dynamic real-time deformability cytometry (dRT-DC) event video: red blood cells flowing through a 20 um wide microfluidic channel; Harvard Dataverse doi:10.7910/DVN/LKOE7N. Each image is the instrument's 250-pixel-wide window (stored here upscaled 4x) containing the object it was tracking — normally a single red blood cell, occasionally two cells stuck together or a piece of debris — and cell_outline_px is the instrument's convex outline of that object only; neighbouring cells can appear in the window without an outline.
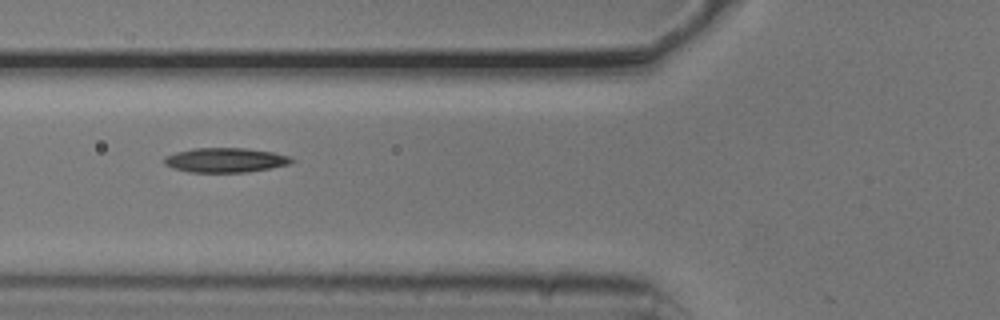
{"species": "common noctule bat (a hibernating species)", "species_latin": "Nyctalus noctula", "temperature_condition": "cold", "stored_images_in_passage": 7, "camera_frame_rate_fps": 3000, "um_per_image_px": 0.085, "animal": {"sex": "male", "body_mass_g": 20.5, "forearm_length_mm": 52.5}, "frame": {"image": 1, "passage_image": 6, "time_ms": 1.667, "image_size_px": [1000, 320], "cell_outline_px": [[296, 160], [292, 164], [248, 172], [188, 172], [172, 168], [164, 164], [164, 156], [176, 152], [192, 148], [248, 148], [272, 152], [288, 156]], "centroid_in_image_um": [19.16, 13.61], "position_along_channel_um": 106.6, "area_um2": 18.38}}
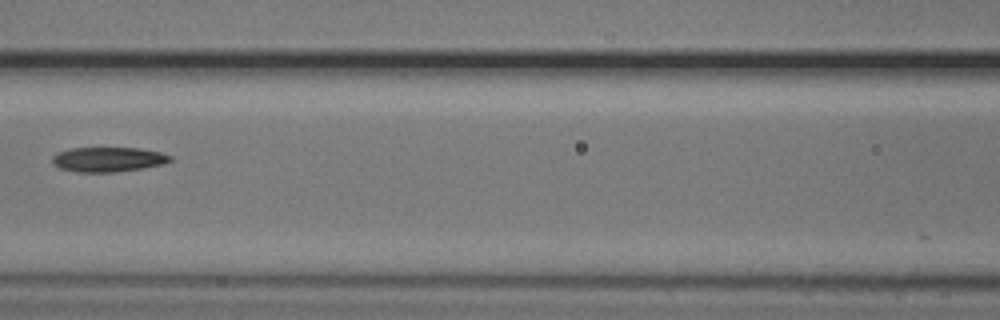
{"frame": {"image": 2, "passage_image": 7, "time_ms": 2.0, "image_size_px": [1000, 320], "cell_outline_px": [[172, 160], [164, 164], [144, 168], [116, 172], [76, 172], [60, 168], [52, 164], [52, 156], [56, 152], [72, 148], [140, 148], [160, 152], [172, 156]], "centroid_in_image_um": [9.19, 13.55], "position_along_channel_um": 157.4, "area_um2": 17.17}}